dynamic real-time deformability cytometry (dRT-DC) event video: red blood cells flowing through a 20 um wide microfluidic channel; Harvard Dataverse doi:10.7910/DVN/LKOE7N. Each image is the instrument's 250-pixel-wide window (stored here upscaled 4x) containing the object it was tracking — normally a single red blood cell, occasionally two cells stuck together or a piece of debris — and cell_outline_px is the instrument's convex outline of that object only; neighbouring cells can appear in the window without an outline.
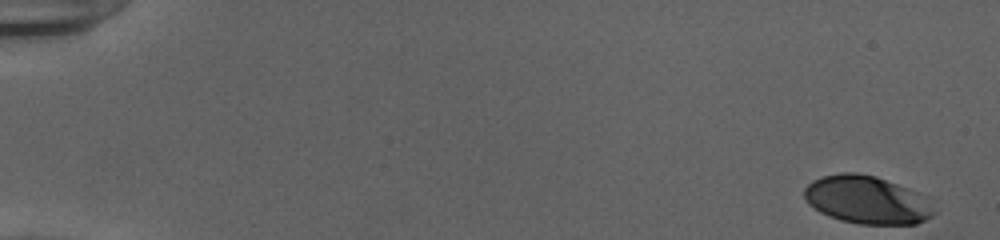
{"species": "human", "species_latin": "Homo sapiens", "temperature_condition": "cold", "stored_images_in_passage": 47, "camera_frame_rate_fps": 3000, "um_per_image_px": 0.085, "donor": {"sex": "female"}, "frame": {"image": 1, "passage_image": 1, "time_ms": 0.0, "image_size_px": [1000, 240], "cell_outline_px": [[936, 212], [932, 216], [916, 224], [860, 224], [840, 220], [828, 216], [820, 212], [808, 204], [804, 196], [804, 188], [812, 180], [824, 176], [840, 172], [856, 172], [876, 176], [908, 188], [928, 196]], "centroid_in_image_um": [73.71, 16.99], "position_along_channel_um": 11.3, "area_um2": 36.59}}
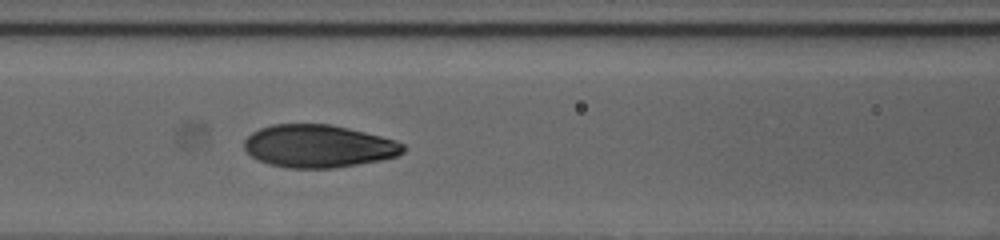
{"frame": {"image": 2, "passage_image": 24, "time_ms": 7.667, "image_size_px": [1000, 240], "cell_outline_px": [[408, 148], [404, 152], [396, 156], [380, 160], [336, 168], [288, 168], [268, 164], [256, 160], [244, 148], [244, 140], [252, 132], [260, 128], [272, 124], [328, 124], [348, 128], [396, 140], [404, 144]], "centroid_in_image_um": [27.07, 12.43], "position_along_channel_um": 139.5, "area_um2": 39.71}}
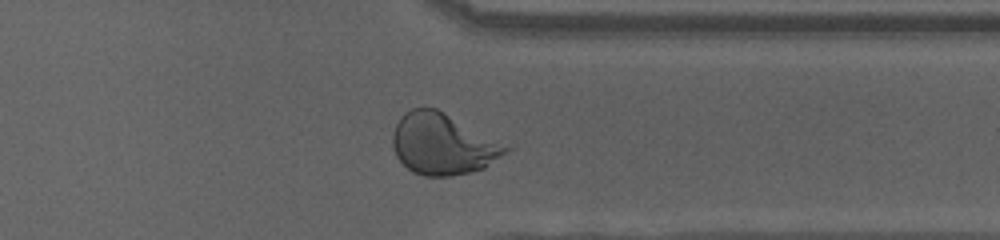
{"frame": {"image": 3, "passage_image": 42, "time_ms": 13.667, "image_size_px": [1000, 240], "cell_outline_px": [[512, 148], [508, 152], [484, 168], [472, 172], [452, 176], [424, 176], [412, 172], [396, 156], [392, 144], [392, 132], [400, 116], [404, 112], [412, 108], [436, 108], [444, 112]], "centroid_in_image_um": [37.61, 12.26], "position_along_channel_um": 373.8, "area_um2": 40.17}, "authors_computed_cell_mechanics": {"area_um2": 39.0728, "velocity_mm_per_s": 3.9188, "shape_relaxation_time_tau1_ms": 4.5178, "shape_relaxation_time_tau2_ms": null, "deformation_change_tau1": 0.2045, "deformation_change_tau2": null}}